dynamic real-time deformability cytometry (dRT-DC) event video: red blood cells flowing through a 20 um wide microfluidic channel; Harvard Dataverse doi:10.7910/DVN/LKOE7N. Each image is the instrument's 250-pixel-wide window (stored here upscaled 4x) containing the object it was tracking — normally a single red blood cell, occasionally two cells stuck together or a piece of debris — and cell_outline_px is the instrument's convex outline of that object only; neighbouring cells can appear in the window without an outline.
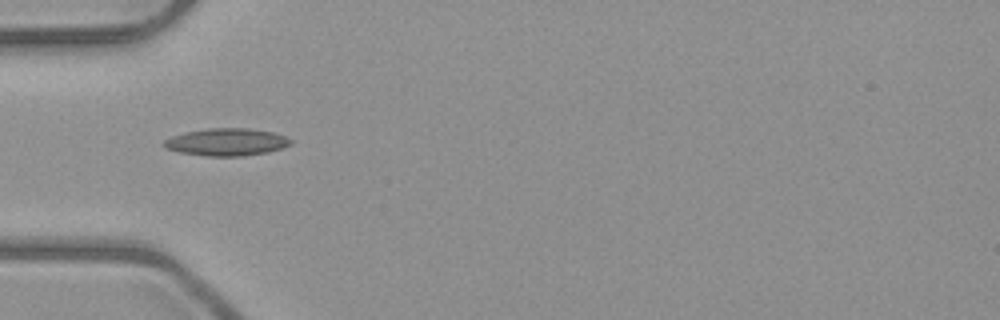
{"species": "common noctule bat (a hibernating species)", "species_latin": "Nyctalus noctula", "temperature_condition": "room temperature", "stored_images_in_passage": 4, "camera_frame_rate_fps": 3000, "um_per_image_px": 0.085, "animal": {"sex": "male", "body_mass_g": 23.1, "forearm_length_mm": 52.7}, "frame": {"image": 1, "passage_image": 3, "time_ms": 2.333, "image_size_px": [1000, 320], "cell_outline_px": [[292, 144], [268, 152], [240, 156], [204, 156], [180, 152], [164, 148], [160, 144], [164, 140], [172, 136], [188, 132], [208, 128], [248, 128], [276, 132], [292, 140]], "centroid_in_image_um": [19.25, 12.07], "position_along_channel_um": 65.8, "area_um2": 20.29}}
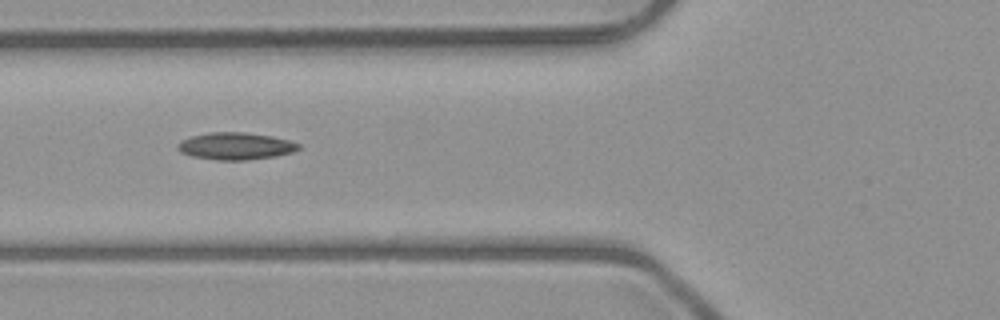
{"frame": {"image": 2, "passage_image": 4, "time_ms": 3.333, "image_size_px": [1000, 320], "cell_outline_px": [[300, 148], [292, 152], [276, 156], [248, 160], [216, 160], [192, 156], [180, 152], [176, 148], [176, 144], [192, 136], [208, 132], [244, 132], [272, 136], [288, 140], [300, 144]], "centroid_in_image_um": [20.02, 12.42], "position_along_channel_um": 105.8, "area_um2": 19.13}}